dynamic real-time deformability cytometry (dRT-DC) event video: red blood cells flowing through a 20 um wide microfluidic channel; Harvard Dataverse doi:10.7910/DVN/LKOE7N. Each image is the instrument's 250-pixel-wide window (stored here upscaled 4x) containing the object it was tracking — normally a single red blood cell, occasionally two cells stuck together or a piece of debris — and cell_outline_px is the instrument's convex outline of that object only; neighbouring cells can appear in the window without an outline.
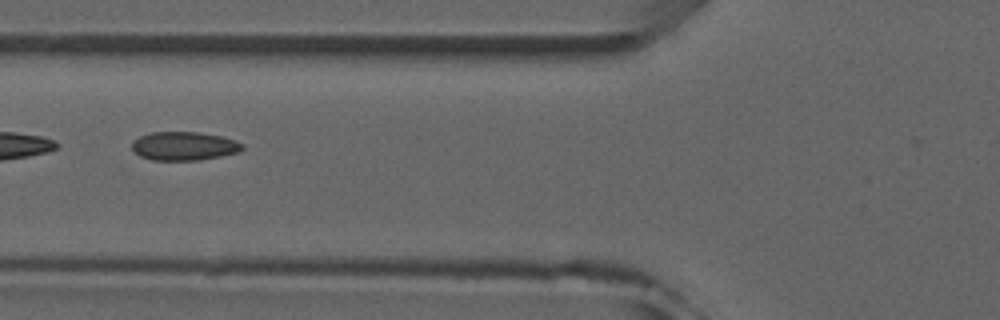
{"species": "common noctule bat (a hibernating species)", "species_latin": "Nyctalus noctula", "temperature_condition": "room temperature", "stored_images_in_passage": 6, "camera_frame_rate_fps": 3000, "um_per_image_px": 0.085, "animal": {"sex": "male", "forearm_length_mm": 52.5}, "frame": {"image": 1, "passage_image": 4, "time_ms": 4.333, "image_size_px": [1000, 320], "cell_outline_px": [[244, 148], [240, 152], [200, 160], [152, 160], [140, 156], [132, 148], [132, 140], [140, 136], [152, 132], [196, 132], [220, 136], [236, 140], [244, 144]], "centroid_in_image_um": [15.66, 12.41], "position_along_channel_um": 110.1, "area_um2": 18.44}}
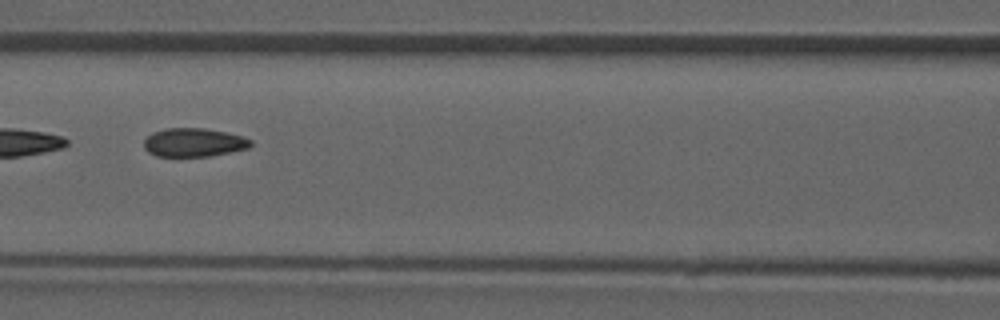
{"frame": {"image": 2, "passage_image": 5, "time_ms": 5.333, "image_size_px": [1000, 320], "cell_outline_px": [[252, 144], [248, 148], [208, 156], [156, 156], [148, 152], [144, 148], [144, 140], [152, 132], [164, 128], [204, 128], [244, 136], [252, 140]], "centroid_in_image_um": [16.45, 12.1], "position_along_channel_um": 150.1, "area_um2": 17.74}}